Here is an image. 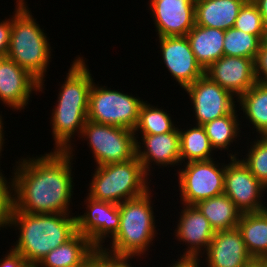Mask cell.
Instances as JSON below:
<instances>
[{"mask_svg": "<svg viewBox=\"0 0 267 267\" xmlns=\"http://www.w3.org/2000/svg\"><path fill=\"white\" fill-rule=\"evenodd\" d=\"M195 206L208 219L215 232L237 228L242 214L224 193L201 200Z\"/></svg>", "mask_w": 267, "mask_h": 267, "instance_id": "obj_24", "label": "cell"}, {"mask_svg": "<svg viewBox=\"0 0 267 267\" xmlns=\"http://www.w3.org/2000/svg\"><path fill=\"white\" fill-rule=\"evenodd\" d=\"M236 100L258 136H267V84L256 82Z\"/></svg>", "mask_w": 267, "mask_h": 267, "instance_id": "obj_25", "label": "cell"}, {"mask_svg": "<svg viewBox=\"0 0 267 267\" xmlns=\"http://www.w3.org/2000/svg\"><path fill=\"white\" fill-rule=\"evenodd\" d=\"M228 155L230 162L225 167L224 194L233 201L241 213L266 210L267 204L263 202L262 197L267 188L255 178L249 168L237 157L238 152L237 154L232 152ZM265 204L266 206H264Z\"/></svg>", "mask_w": 267, "mask_h": 267, "instance_id": "obj_10", "label": "cell"}, {"mask_svg": "<svg viewBox=\"0 0 267 267\" xmlns=\"http://www.w3.org/2000/svg\"><path fill=\"white\" fill-rule=\"evenodd\" d=\"M265 22L259 8L253 0H246L241 6L234 28L251 35H256L262 40Z\"/></svg>", "mask_w": 267, "mask_h": 267, "instance_id": "obj_31", "label": "cell"}, {"mask_svg": "<svg viewBox=\"0 0 267 267\" xmlns=\"http://www.w3.org/2000/svg\"><path fill=\"white\" fill-rule=\"evenodd\" d=\"M184 90L193 103L196 125L228 115L237 106L235 97L205 74Z\"/></svg>", "mask_w": 267, "mask_h": 267, "instance_id": "obj_11", "label": "cell"}, {"mask_svg": "<svg viewBox=\"0 0 267 267\" xmlns=\"http://www.w3.org/2000/svg\"><path fill=\"white\" fill-rule=\"evenodd\" d=\"M158 40L166 68L183 89L205 74L186 36L159 37Z\"/></svg>", "mask_w": 267, "mask_h": 267, "instance_id": "obj_13", "label": "cell"}, {"mask_svg": "<svg viewBox=\"0 0 267 267\" xmlns=\"http://www.w3.org/2000/svg\"><path fill=\"white\" fill-rule=\"evenodd\" d=\"M39 85L34 76L9 58L0 66V100L8 108L25 109L32 92H40Z\"/></svg>", "mask_w": 267, "mask_h": 267, "instance_id": "obj_18", "label": "cell"}, {"mask_svg": "<svg viewBox=\"0 0 267 267\" xmlns=\"http://www.w3.org/2000/svg\"><path fill=\"white\" fill-rule=\"evenodd\" d=\"M235 108L230 114L216 118L202 125L214 150H228L231 143L240 136L241 128ZM240 132V133H239ZM229 145V146H228Z\"/></svg>", "mask_w": 267, "mask_h": 267, "instance_id": "obj_27", "label": "cell"}, {"mask_svg": "<svg viewBox=\"0 0 267 267\" xmlns=\"http://www.w3.org/2000/svg\"><path fill=\"white\" fill-rule=\"evenodd\" d=\"M261 40L256 35L248 34L234 27L225 31L224 56H236L255 59Z\"/></svg>", "mask_w": 267, "mask_h": 267, "instance_id": "obj_29", "label": "cell"}, {"mask_svg": "<svg viewBox=\"0 0 267 267\" xmlns=\"http://www.w3.org/2000/svg\"><path fill=\"white\" fill-rule=\"evenodd\" d=\"M178 261H175V263H171L169 267H200V263L196 259H186V258H180L177 259Z\"/></svg>", "mask_w": 267, "mask_h": 267, "instance_id": "obj_37", "label": "cell"}, {"mask_svg": "<svg viewBox=\"0 0 267 267\" xmlns=\"http://www.w3.org/2000/svg\"><path fill=\"white\" fill-rule=\"evenodd\" d=\"M253 259H267V209L242 213L237 226Z\"/></svg>", "mask_w": 267, "mask_h": 267, "instance_id": "obj_23", "label": "cell"}, {"mask_svg": "<svg viewBox=\"0 0 267 267\" xmlns=\"http://www.w3.org/2000/svg\"><path fill=\"white\" fill-rule=\"evenodd\" d=\"M179 127L164 134H140L141 142L136 141V156L145 173L150 176L151 165L169 167L181 165ZM153 163V164H152Z\"/></svg>", "mask_w": 267, "mask_h": 267, "instance_id": "obj_17", "label": "cell"}, {"mask_svg": "<svg viewBox=\"0 0 267 267\" xmlns=\"http://www.w3.org/2000/svg\"><path fill=\"white\" fill-rule=\"evenodd\" d=\"M134 257L116 256L97 249L96 267H133L129 262Z\"/></svg>", "mask_w": 267, "mask_h": 267, "instance_id": "obj_33", "label": "cell"}, {"mask_svg": "<svg viewBox=\"0 0 267 267\" xmlns=\"http://www.w3.org/2000/svg\"><path fill=\"white\" fill-rule=\"evenodd\" d=\"M259 8L264 22H267V0H253Z\"/></svg>", "mask_w": 267, "mask_h": 267, "instance_id": "obj_39", "label": "cell"}, {"mask_svg": "<svg viewBox=\"0 0 267 267\" xmlns=\"http://www.w3.org/2000/svg\"><path fill=\"white\" fill-rule=\"evenodd\" d=\"M245 267H267V259H252Z\"/></svg>", "mask_w": 267, "mask_h": 267, "instance_id": "obj_40", "label": "cell"}, {"mask_svg": "<svg viewBox=\"0 0 267 267\" xmlns=\"http://www.w3.org/2000/svg\"><path fill=\"white\" fill-rule=\"evenodd\" d=\"M158 37L186 36L195 26V0H150Z\"/></svg>", "mask_w": 267, "mask_h": 267, "instance_id": "obj_14", "label": "cell"}, {"mask_svg": "<svg viewBox=\"0 0 267 267\" xmlns=\"http://www.w3.org/2000/svg\"><path fill=\"white\" fill-rule=\"evenodd\" d=\"M5 256L0 259V267H32L24 257L13 248L7 251Z\"/></svg>", "mask_w": 267, "mask_h": 267, "instance_id": "obj_35", "label": "cell"}, {"mask_svg": "<svg viewBox=\"0 0 267 267\" xmlns=\"http://www.w3.org/2000/svg\"><path fill=\"white\" fill-rule=\"evenodd\" d=\"M81 138H86L97 165L125 162L136 156L133 130L87 120Z\"/></svg>", "mask_w": 267, "mask_h": 267, "instance_id": "obj_8", "label": "cell"}, {"mask_svg": "<svg viewBox=\"0 0 267 267\" xmlns=\"http://www.w3.org/2000/svg\"><path fill=\"white\" fill-rule=\"evenodd\" d=\"M151 189L144 195L119 203L120 227L110 243L101 250L116 256L141 257L156 236ZM111 249V250H109Z\"/></svg>", "mask_w": 267, "mask_h": 267, "instance_id": "obj_5", "label": "cell"}, {"mask_svg": "<svg viewBox=\"0 0 267 267\" xmlns=\"http://www.w3.org/2000/svg\"><path fill=\"white\" fill-rule=\"evenodd\" d=\"M73 147L17 161L14 169V209L29 214H70L73 196Z\"/></svg>", "mask_w": 267, "mask_h": 267, "instance_id": "obj_1", "label": "cell"}, {"mask_svg": "<svg viewBox=\"0 0 267 267\" xmlns=\"http://www.w3.org/2000/svg\"><path fill=\"white\" fill-rule=\"evenodd\" d=\"M83 58L78 56L70 64L50 116L55 141L53 150L67 151L75 133L80 137L87 121L89 92L94 79Z\"/></svg>", "mask_w": 267, "mask_h": 267, "instance_id": "obj_2", "label": "cell"}, {"mask_svg": "<svg viewBox=\"0 0 267 267\" xmlns=\"http://www.w3.org/2000/svg\"><path fill=\"white\" fill-rule=\"evenodd\" d=\"M254 72L257 82L267 84V46L265 45L259 46L254 59Z\"/></svg>", "mask_w": 267, "mask_h": 267, "instance_id": "obj_34", "label": "cell"}, {"mask_svg": "<svg viewBox=\"0 0 267 267\" xmlns=\"http://www.w3.org/2000/svg\"><path fill=\"white\" fill-rule=\"evenodd\" d=\"M140 99L106 86L99 87L93 82L89 92L87 120L134 131L140 108L145 102Z\"/></svg>", "mask_w": 267, "mask_h": 267, "instance_id": "obj_7", "label": "cell"}, {"mask_svg": "<svg viewBox=\"0 0 267 267\" xmlns=\"http://www.w3.org/2000/svg\"><path fill=\"white\" fill-rule=\"evenodd\" d=\"M1 171L0 169V230L4 227H10L11 215L14 209L13 176H11V182H8Z\"/></svg>", "mask_w": 267, "mask_h": 267, "instance_id": "obj_32", "label": "cell"}, {"mask_svg": "<svg viewBox=\"0 0 267 267\" xmlns=\"http://www.w3.org/2000/svg\"><path fill=\"white\" fill-rule=\"evenodd\" d=\"M180 133V159L182 163L192 161H207L213 159L214 148L202 125L193 128L178 129ZM184 130V131H183ZM212 154V155H211Z\"/></svg>", "mask_w": 267, "mask_h": 267, "instance_id": "obj_26", "label": "cell"}, {"mask_svg": "<svg viewBox=\"0 0 267 267\" xmlns=\"http://www.w3.org/2000/svg\"><path fill=\"white\" fill-rule=\"evenodd\" d=\"M7 58V55L5 54H0V66L2 65V63L4 62V60Z\"/></svg>", "mask_w": 267, "mask_h": 267, "instance_id": "obj_43", "label": "cell"}, {"mask_svg": "<svg viewBox=\"0 0 267 267\" xmlns=\"http://www.w3.org/2000/svg\"><path fill=\"white\" fill-rule=\"evenodd\" d=\"M224 36V30L196 24L186 35L196 61L204 71L224 56Z\"/></svg>", "mask_w": 267, "mask_h": 267, "instance_id": "obj_21", "label": "cell"}, {"mask_svg": "<svg viewBox=\"0 0 267 267\" xmlns=\"http://www.w3.org/2000/svg\"><path fill=\"white\" fill-rule=\"evenodd\" d=\"M214 159L184 163L177 171L182 204L195 205L197 202L224 193L225 163ZM185 167V169H184ZM221 167V168H220Z\"/></svg>", "mask_w": 267, "mask_h": 267, "instance_id": "obj_9", "label": "cell"}, {"mask_svg": "<svg viewBox=\"0 0 267 267\" xmlns=\"http://www.w3.org/2000/svg\"><path fill=\"white\" fill-rule=\"evenodd\" d=\"M88 196L115 204L144 195L150 190L148 175L137 156L125 161L96 166Z\"/></svg>", "mask_w": 267, "mask_h": 267, "instance_id": "obj_6", "label": "cell"}, {"mask_svg": "<svg viewBox=\"0 0 267 267\" xmlns=\"http://www.w3.org/2000/svg\"><path fill=\"white\" fill-rule=\"evenodd\" d=\"M96 248L76 232L68 241L51 250L36 267H73L83 263Z\"/></svg>", "mask_w": 267, "mask_h": 267, "instance_id": "obj_22", "label": "cell"}, {"mask_svg": "<svg viewBox=\"0 0 267 267\" xmlns=\"http://www.w3.org/2000/svg\"><path fill=\"white\" fill-rule=\"evenodd\" d=\"M2 116L0 115V156L2 155L1 154V151L2 150H4L3 148H2V146H4V128H3V121H2Z\"/></svg>", "mask_w": 267, "mask_h": 267, "instance_id": "obj_41", "label": "cell"}, {"mask_svg": "<svg viewBox=\"0 0 267 267\" xmlns=\"http://www.w3.org/2000/svg\"><path fill=\"white\" fill-rule=\"evenodd\" d=\"M97 249L81 264L73 267H96Z\"/></svg>", "mask_w": 267, "mask_h": 267, "instance_id": "obj_38", "label": "cell"}, {"mask_svg": "<svg viewBox=\"0 0 267 267\" xmlns=\"http://www.w3.org/2000/svg\"><path fill=\"white\" fill-rule=\"evenodd\" d=\"M12 27V16L0 22V54L7 55L10 44V33Z\"/></svg>", "mask_w": 267, "mask_h": 267, "instance_id": "obj_36", "label": "cell"}, {"mask_svg": "<svg viewBox=\"0 0 267 267\" xmlns=\"http://www.w3.org/2000/svg\"><path fill=\"white\" fill-rule=\"evenodd\" d=\"M170 114L157 108L145 101L139 114V120L134 129L135 139L139 138L138 132L141 134H164L173 131L176 127L173 124Z\"/></svg>", "mask_w": 267, "mask_h": 267, "instance_id": "obj_28", "label": "cell"}, {"mask_svg": "<svg viewBox=\"0 0 267 267\" xmlns=\"http://www.w3.org/2000/svg\"><path fill=\"white\" fill-rule=\"evenodd\" d=\"M241 159L255 178L267 188V136H259Z\"/></svg>", "mask_w": 267, "mask_h": 267, "instance_id": "obj_30", "label": "cell"}, {"mask_svg": "<svg viewBox=\"0 0 267 267\" xmlns=\"http://www.w3.org/2000/svg\"><path fill=\"white\" fill-rule=\"evenodd\" d=\"M182 208L175 237L188 248L179 258L196 259L201 263L199 258L205 254L216 232L195 205L183 204Z\"/></svg>", "mask_w": 267, "mask_h": 267, "instance_id": "obj_15", "label": "cell"}, {"mask_svg": "<svg viewBox=\"0 0 267 267\" xmlns=\"http://www.w3.org/2000/svg\"><path fill=\"white\" fill-rule=\"evenodd\" d=\"M15 3L7 58L34 76L40 82L39 91L42 92L53 49L25 1L16 0Z\"/></svg>", "mask_w": 267, "mask_h": 267, "instance_id": "obj_4", "label": "cell"}, {"mask_svg": "<svg viewBox=\"0 0 267 267\" xmlns=\"http://www.w3.org/2000/svg\"><path fill=\"white\" fill-rule=\"evenodd\" d=\"M205 75L237 99L257 82L254 60L236 56L221 57L205 70Z\"/></svg>", "mask_w": 267, "mask_h": 267, "instance_id": "obj_16", "label": "cell"}, {"mask_svg": "<svg viewBox=\"0 0 267 267\" xmlns=\"http://www.w3.org/2000/svg\"><path fill=\"white\" fill-rule=\"evenodd\" d=\"M86 212L76 217V231L88 238L98 250L108 237L113 238L120 227L119 205L86 196ZM110 234V235H109Z\"/></svg>", "mask_w": 267, "mask_h": 267, "instance_id": "obj_12", "label": "cell"}, {"mask_svg": "<svg viewBox=\"0 0 267 267\" xmlns=\"http://www.w3.org/2000/svg\"><path fill=\"white\" fill-rule=\"evenodd\" d=\"M12 225L20 231L17 242L11 247L32 267H36L51 250L77 232L76 217L63 213L29 214L13 211L10 228Z\"/></svg>", "mask_w": 267, "mask_h": 267, "instance_id": "obj_3", "label": "cell"}, {"mask_svg": "<svg viewBox=\"0 0 267 267\" xmlns=\"http://www.w3.org/2000/svg\"><path fill=\"white\" fill-rule=\"evenodd\" d=\"M261 44L267 46V22L265 23V26H264V33H263V37L261 40Z\"/></svg>", "mask_w": 267, "mask_h": 267, "instance_id": "obj_42", "label": "cell"}, {"mask_svg": "<svg viewBox=\"0 0 267 267\" xmlns=\"http://www.w3.org/2000/svg\"><path fill=\"white\" fill-rule=\"evenodd\" d=\"M246 0H195V24L226 31L234 27Z\"/></svg>", "mask_w": 267, "mask_h": 267, "instance_id": "obj_20", "label": "cell"}, {"mask_svg": "<svg viewBox=\"0 0 267 267\" xmlns=\"http://www.w3.org/2000/svg\"><path fill=\"white\" fill-rule=\"evenodd\" d=\"M205 252L207 267H245L253 259L238 228L216 232Z\"/></svg>", "mask_w": 267, "mask_h": 267, "instance_id": "obj_19", "label": "cell"}]
</instances>
